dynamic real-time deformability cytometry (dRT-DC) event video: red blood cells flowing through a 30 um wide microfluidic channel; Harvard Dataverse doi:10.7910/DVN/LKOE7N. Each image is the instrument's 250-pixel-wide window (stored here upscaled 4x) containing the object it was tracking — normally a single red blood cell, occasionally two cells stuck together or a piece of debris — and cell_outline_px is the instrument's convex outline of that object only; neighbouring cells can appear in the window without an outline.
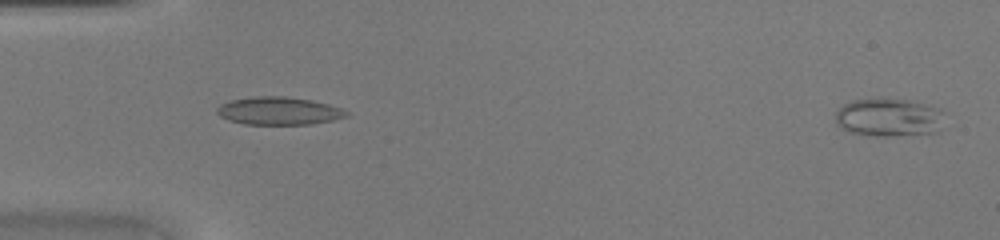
{"species": "common noctule bat (a hibernating species)", "species_latin": "Nyctalus noctula", "temperature_condition": "warm", "stored_images_in_passage": 44, "camera_frame_rate_fps": 3000, "um_per_image_px": 0.085, "animal": {"sex": "female", "body_mass_g": 20.0, "forearm_length_mm": 54.0}, "frame": {"image": 1, "passage_image": 1, "time_ms": 0.0, "image_size_px": [1000, 240], "cell_outline_px": [[948, 128], [936, 132], [888, 136], [876, 136], [848, 132], [840, 128], [836, 124], [836, 112], [844, 104], [852, 100], [880, 96], [912, 100], [940, 108], [948, 112]], "centroid_in_image_um": [75.69, 9.95], "position_along_channel_um": 9.3, "area_um2": 25.78}}
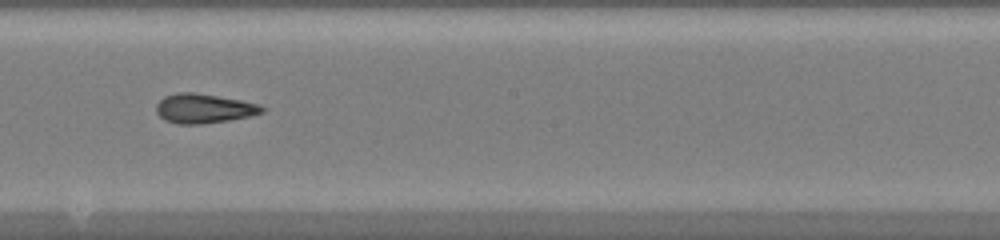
{"frame": {"image": 2, "passage_image": 25, "time_ms": 8.0, "image_size_px": [1000, 240], "cell_outline_px": [[268, 108], [264, 112], [252, 116], [228, 120], [200, 124], [176, 124], [164, 120], [156, 112], [156, 104], [164, 96], [176, 92], [192, 92], [240, 100], [260, 104]], "centroid_in_image_um": [17.34, 9.22], "position_along_channel_um": 230.9, "area_um2": 18.26}}
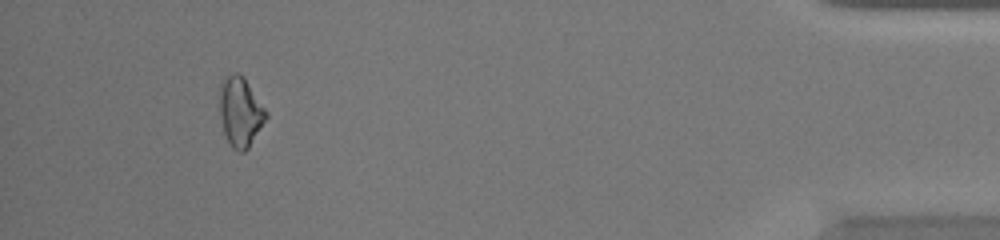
{"frame": {"image": 3, "passage_image": 41, "time_ms": 13.333, "image_size_px": [1000, 240], "cell_outline_px": [[268, 116], [248, 148], [244, 152], [240, 152], [232, 148], [224, 132], [220, 116], [220, 80], [232, 72], [236, 72], [244, 76], [268, 112]], "centroid_in_image_um": [20.43, 9.46], "position_along_channel_um": 414.8, "area_um2": 18.9}}